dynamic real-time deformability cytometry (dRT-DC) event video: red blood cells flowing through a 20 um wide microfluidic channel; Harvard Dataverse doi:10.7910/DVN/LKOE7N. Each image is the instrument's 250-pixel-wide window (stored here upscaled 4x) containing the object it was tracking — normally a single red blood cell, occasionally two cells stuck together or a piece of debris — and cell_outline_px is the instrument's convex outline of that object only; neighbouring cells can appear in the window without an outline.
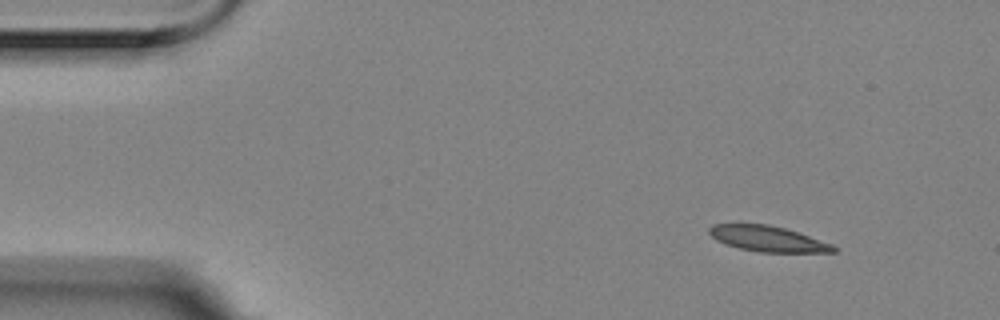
{"species": "Egyptian fruit bat (a non-hibernating species)", "species_latin": "Rousettus aegyptiacus", "temperature_condition": "room temperature", "stored_images_in_passage": 4, "camera_frame_rate_fps": 3000, "um_per_image_px": 0.085, "animal": {"sex": "female"}, "frame": {"image": 1, "passage_image": 1, "time_ms": 0.0, "image_size_px": [1000, 320], "cell_outline_px": [[836, 252], [760, 252], [740, 248], [716, 240], [708, 232], [708, 228], [712, 224], [768, 224], [784, 228], [832, 244], [836, 248]], "centroid_in_image_um": [65.24, 20.29], "position_along_channel_um": 19.8, "area_um2": 18.21}}
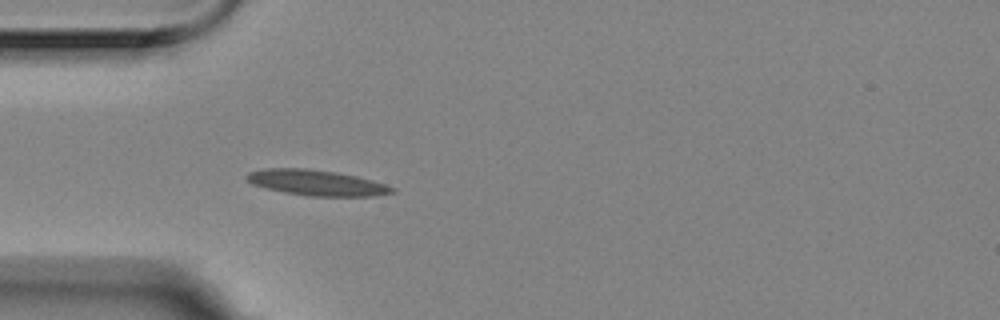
{"frame": {"image": 2, "passage_image": 4, "time_ms": 1.0, "image_size_px": [1000, 320], "cell_outline_px": [[396, 192], [372, 196], [308, 196], [284, 192], [252, 184], [244, 180], [244, 176], [248, 172], [268, 168], [308, 168], [336, 172], [356, 176], [384, 184], [396, 188]], "centroid_in_image_um": [26.87, 15.53], "position_along_channel_um": 58.1, "area_um2": 21.68}}